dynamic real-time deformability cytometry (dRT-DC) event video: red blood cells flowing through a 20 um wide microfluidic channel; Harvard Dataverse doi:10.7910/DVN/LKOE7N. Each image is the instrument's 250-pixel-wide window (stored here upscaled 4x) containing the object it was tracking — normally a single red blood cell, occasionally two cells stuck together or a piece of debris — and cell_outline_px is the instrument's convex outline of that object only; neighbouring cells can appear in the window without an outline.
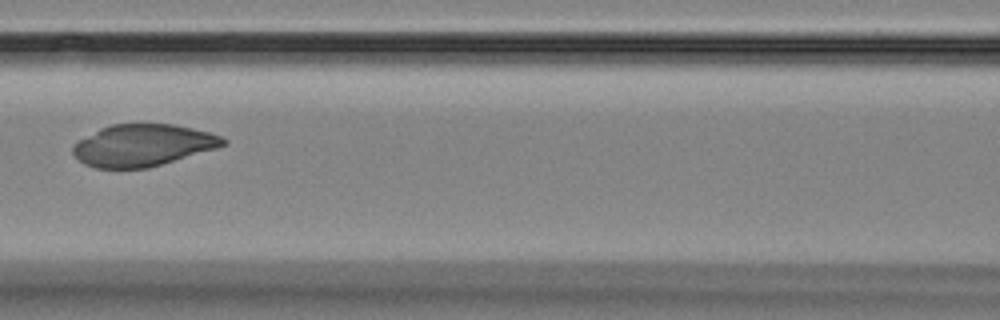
{"species": "Egyptian fruit bat (a non-hibernating species)", "species_latin": "Rousettus aegyptiacus", "temperature_condition": "room temperature", "stored_images_in_passage": 4, "camera_frame_rate_fps": 3000, "um_per_image_px": 0.085, "animal": {"sex": "female"}, "frame": {"image": 1, "passage_image": 4, "time_ms": 3.333, "image_size_px": [1000, 320], "cell_outline_px": [[228, 144], [216, 148], [148, 168], [96, 168], [84, 164], [72, 152], [72, 148], [80, 140], [100, 128], [112, 124], [172, 124], [192, 128], [208, 132], [220, 136], [228, 140]], "centroid_in_image_um": [12.15, 12.35], "position_along_channel_um": 154.4, "area_um2": 36.3}}